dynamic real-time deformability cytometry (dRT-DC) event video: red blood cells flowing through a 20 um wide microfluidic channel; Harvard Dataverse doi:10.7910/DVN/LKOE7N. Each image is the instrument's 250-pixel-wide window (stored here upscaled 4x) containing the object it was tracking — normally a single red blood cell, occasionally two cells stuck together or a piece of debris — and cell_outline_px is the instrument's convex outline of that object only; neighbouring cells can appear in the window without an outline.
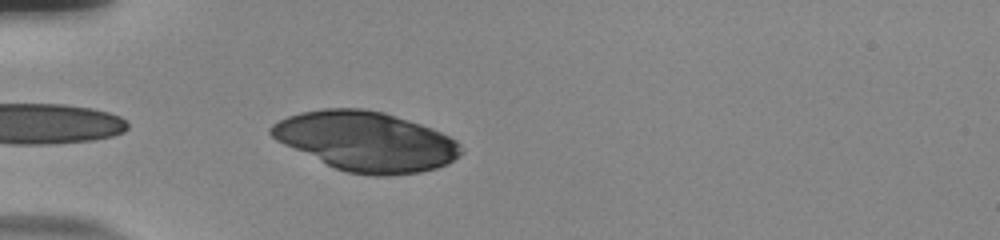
{"species": "human", "species_latin": "Homo sapiens", "temperature_condition": "room temperature", "stored_images_in_passage": 37, "camera_frame_rate_fps": 3000, "um_per_image_px": 0.085, "donor": {"sex": "male"}, "frame": {"image": 1, "passage_image": 2, "time_ms": 0.333, "image_size_px": [1000, 240], "cell_outline_px": [[464, 152], [448, 164], [436, 168], [420, 172], [388, 176], [376, 176], [348, 172], [336, 168], [284, 144], [276, 140], [268, 132], [268, 128], [272, 124], [288, 116], [300, 112], [324, 108], [360, 108], [384, 112], [432, 128], [456, 140], [460, 144]], "centroid_in_image_um": [31.13, 12.01], "position_along_channel_um": 53.9, "area_um2": 65.55}}